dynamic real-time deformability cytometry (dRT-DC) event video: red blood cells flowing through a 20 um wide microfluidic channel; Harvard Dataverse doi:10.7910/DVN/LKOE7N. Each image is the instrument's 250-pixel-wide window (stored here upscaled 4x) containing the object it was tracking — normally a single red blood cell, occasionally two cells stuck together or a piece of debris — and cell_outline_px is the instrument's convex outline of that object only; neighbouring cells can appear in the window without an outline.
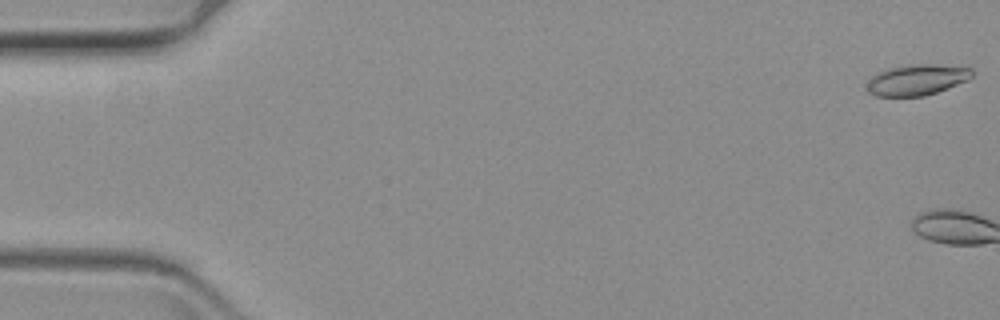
{"species": "common noctule bat (a hibernating species)", "species_latin": "Nyctalus noctula", "temperature_condition": "warm", "stored_images_in_passage": 3, "camera_frame_rate_fps": 3000, "um_per_image_px": 0.085, "animal": {"sex": "female", "body_mass_g": 19.3, "forearm_length_mm": 54.1}, "frame": {"image": 1, "passage_image": 1, "time_ms": 0.0, "image_size_px": [1000, 320], "cell_outline_px": [[972, 76], [968, 80], [948, 88], [924, 96], [876, 96], [868, 92], [868, 84], [872, 76], [888, 68], [908, 64], [932, 64], [972, 68]], "centroid_in_image_um": [77.95, 6.78], "position_along_channel_um": 7.1, "area_um2": 18.73}}